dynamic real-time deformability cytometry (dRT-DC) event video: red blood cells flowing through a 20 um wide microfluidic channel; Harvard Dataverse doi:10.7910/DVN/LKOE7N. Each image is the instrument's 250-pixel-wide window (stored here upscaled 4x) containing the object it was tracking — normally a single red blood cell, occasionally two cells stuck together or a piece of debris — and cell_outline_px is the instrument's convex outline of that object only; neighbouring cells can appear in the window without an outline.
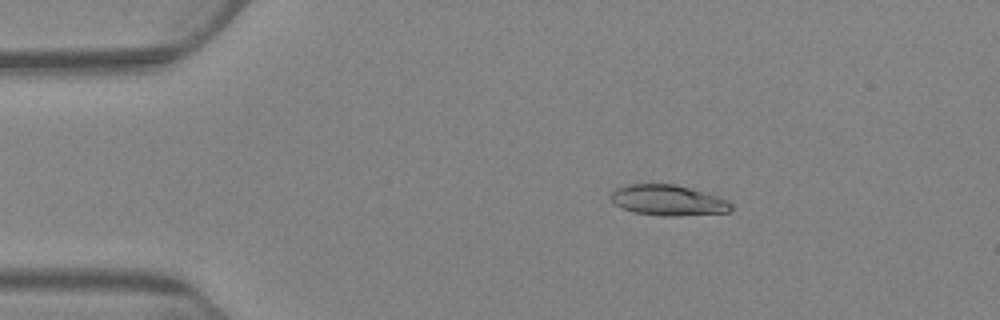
{"species": "Egyptian fruit bat (a non-hibernating species)", "species_latin": "Rousettus aegyptiacus", "temperature_condition": "warm", "stored_images_in_passage": 5, "camera_frame_rate_fps": 3000, "um_per_image_px": 0.085, "animal": {"sex": "female"}, "frame": {"image": 1, "passage_image": 3, "time_ms": 3.0, "image_size_px": [1000, 320], "cell_outline_px": [[732, 208], [728, 212], [680, 216], [660, 216], [632, 212], [616, 204], [612, 200], [612, 192], [616, 188], [628, 184], [676, 184], [716, 196], [728, 200], [732, 204]], "centroid_in_image_um": [56.79, 17.03], "position_along_channel_um": 28.2, "area_um2": 21.33}}